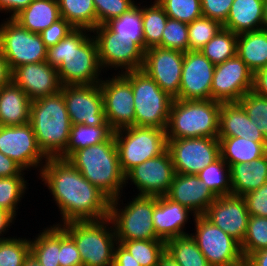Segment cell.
<instances>
[{
	"mask_svg": "<svg viewBox=\"0 0 267 266\" xmlns=\"http://www.w3.org/2000/svg\"><path fill=\"white\" fill-rule=\"evenodd\" d=\"M38 172L62 217V223L55 225L109 217L110 199L67 159L48 158Z\"/></svg>",
	"mask_w": 267,
	"mask_h": 266,
	"instance_id": "6da1fadb",
	"label": "cell"
},
{
	"mask_svg": "<svg viewBox=\"0 0 267 266\" xmlns=\"http://www.w3.org/2000/svg\"><path fill=\"white\" fill-rule=\"evenodd\" d=\"M88 32L91 30L75 28L56 45L47 48L46 62L57 68L62 86L99 84L103 79L97 43Z\"/></svg>",
	"mask_w": 267,
	"mask_h": 266,
	"instance_id": "7a4b0ae2",
	"label": "cell"
},
{
	"mask_svg": "<svg viewBox=\"0 0 267 266\" xmlns=\"http://www.w3.org/2000/svg\"><path fill=\"white\" fill-rule=\"evenodd\" d=\"M67 161L110 200L121 198L127 184L113 134L104 142L74 151Z\"/></svg>",
	"mask_w": 267,
	"mask_h": 266,
	"instance_id": "3957f363",
	"label": "cell"
},
{
	"mask_svg": "<svg viewBox=\"0 0 267 266\" xmlns=\"http://www.w3.org/2000/svg\"><path fill=\"white\" fill-rule=\"evenodd\" d=\"M29 123L47 158H59L65 152L72 124L61 91L32 100Z\"/></svg>",
	"mask_w": 267,
	"mask_h": 266,
	"instance_id": "277c9868",
	"label": "cell"
},
{
	"mask_svg": "<svg viewBox=\"0 0 267 266\" xmlns=\"http://www.w3.org/2000/svg\"><path fill=\"white\" fill-rule=\"evenodd\" d=\"M221 103L212 99L174 98L166 128L167 139L218 138Z\"/></svg>",
	"mask_w": 267,
	"mask_h": 266,
	"instance_id": "5b68a950",
	"label": "cell"
},
{
	"mask_svg": "<svg viewBox=\"0 0 267 266\" xmlns=\"http://www.w3.org/2000/svg\"><path fill=\"white\" fill-rule=\"evenodd\" d=\"M59 225L73 238L83 266H113L117 238L110 217Z\"/></svg>",
	"mask_w": 267,
	"mask_h": 266,
	"instance_id": "8992f818",
	"label": "cell"
},
{
	"mask_svg": "<svg viewBox=\"0 0 267 266\" xmlns=\"http://www.w3.org/2000/svg\"><path fill=\"white\" fill-rule=\"evenodd\" d=\"M132 86L135 126L166 129L174 98L163 91L143 70L121 74Z\"/></svg>",
	"mask_w": 267,
	"mask_h": 266,
	"instance_id": "52a82bcc",
	"label": "cell"
},
{
	"mask_svg": "<svg viewBox=\"0 0 267 266\" xmlns=\"http://www.w3.org/2000/svg\"><path fill=\"white\" fill-rule=\"evenodd\" d=\"M119 197L110 200L109 217L113 223L117 243L128 240L160 239L153 226V212L156 196L132 198L121 208ZM119 205V206H118ZM120 209H119V208Z\"/></svg>",
	"mask_w": 267,
	"mask_h": 266,
	"instance_id": "ba28073f",
	"label": "cell"
},
{
	"mask_svg": "<svg viewBox=\"0 0 267 266\" xmlns=\"http://www.w3.org/2000/svg\"><path fill=\"white\" fill-rule=\"evenodd\" d=\"M113 135L124 174L167 150L166 129L130 126L113 131Z\"/></svg>",
	"mask_w": 267,
	"mask_h": 266,
	"instance_id": "9c48e42d",
	"label": "cell"
},
{
	"mask_svg": "<svg viewBox=\"0 0 267 266\" xmlns=\"http://www.w3.org/2000/svg\"><path fill=\"white\" fill-rule=\"evenodd\" d=\"M91 33L94 34L97 43L98 58L103 73L107 68H111L110 70L120 68V74L142 68L144 38L117 36V33L112 32L106 25H98Z\"/></svg>",
	"mask_w": 267,
	"mask_h": 266,
	"instance_id": "30bf717a",
	"label": "cell"
},
{
	"mask_svg": "<svg viewBox=\"0 0 267 266\" xmlns=\"http://www.w3.org/2000/svg\"><path fill=\"white\" fill-rule=\"evenodd\" d=\"M6 20L0 23V48L10 69L46 61L47 47L40 33L28 31L13 18Z\"/></svg>",
	"mask_w": 267,
	"mask_h": 266,
	"instance_id": "8fae6325",
	"label": "cell"
},
{
	"mask_svg": "<svg viewBox=\"0 0 267 266\" xmlns=\"http://www.w3.org/2000/svg\"><path fill=\"white\" fill-rule=\"evenodd\" d=\"M195 233L190 236L211 266H244L240 243L203 215L195 216Z\"/></svg>",
	"mask_w": 267,
	"mask_h": 266,
	"instance_id": "7c38bea8",
	"label": "cell"
},
{
	"mask_svg": "<svg viewBox=\"0 0 267 266\" xmlns=\"http://www.w3.org/2000/svg\"><path fill=\"white\" fill-rule=\"evenodd\" d=\"M175 173L197 175L220 157L218 138L194 137L167 139Z\"/></svg>",
	"mask_w": 267,
	"mask_h": 266,
	"instance_id": "4fadbf2b",
	"label": "cell"
},
{
	"mask_svg": "<svg viewBox=\"0 0 267 266\" xmlns=\"http://www.w3.org/2000/svg\"><path fill=\"white\" fill-rule=\"evenodd\" d=\"M60 91L72 125L109 126L100 84L67 85Z\"/></svg>",
	"mask_w": 267,
	"mask_h": 266,
	"instance_id": "5bb4252c",
	"label": "cell"
},
{
	"mask_svg": "<svg viewBox=\"0 0 267 266\" xmlns=\"http://www.w3.org/2000/svg\"><path fill=\"white\" fill-rule=\"evenodd\" d=\"M253 72L236 54L215 65L211 99L220 103L238 102L253 88Z\"/></svg>",
	"mask_w": 267,
	"mask_h": 266,
	"instance_id": "9a60e30c",
	"label": "cell"
},
{
	"mask_svg": "<svg viewBox=\"0 0 267 266\" xmlns=\"http://www.w3.org/2000/svg\"><path fill=\"white\" fill-rule=\"evenodd\" d=\"M111 77L99 83L107 122L113 131L135 126L132 86L119 72Z\"/></svg>",
	"mask_w": 267,
	"mask_h": 266,
	"instance_id": "2e32d148",
	"label": "cell"
},
{
	"mask_svg": "<svg viewBox=\"0 0 267 266\" xmlns=\"http://www.w3.org/2000/svg\"><path fill=\"white\" fill-rule=\"evenodd\" d=\"M0 152L27 171L32 167L41 170L48 159L39 148L30 123L20 126L1 125Z\"/></svg>",
	"mask_w": 267,
	"mask_h": 266,
	"instance_id": "e0dca14e",
	"label": "cell"
},
{
	"mask_svg": "<svg viewBox=\"0 0 267 266\" xmlns=\"http://www.w3.org/2000/svg\"><path fill=\"white\" fill-rule=\"evenodd\" d=\"M174 175V165L166 150L129 170L125 174V184L130 180L137 187L138 196H163L167 194Z\"/></svg>",
	"mask_w": 267,
	"mask_h": 266,
	"instance_id": "ac0fdd59",
	"label": "cell"
},
{
	"mask_svg": "<svg viewBox=\"0 0 267 266\" xmlns=\"http://www.w3.org/2000/svg\"><path fill=\"white\" fill-rule=\"evenodd\" d=\"M184 53L158 46L147 48L141 70L172 98L179 94Z\"/></svg>",
	"mask_w": 267,
	"mask_h": 266,
	"instance_id": "d6986e66",
	"label": "cell"
},
{
	"mask_svg": "<svg viewBox=\"0 0 267 266\" xmlns=\"http://www.w3.org/2000/svg\"><path fill=\"white\" fill-rule=\"evenodd\" d=\"M215 65L201 51L184 53L183 69L179 94L176 99L207 100L211 99V86Z\"/></svg>",
	"mask_w": 267,
	"mask_h": 266,
	"instance_id": "ffe728a7",
	"label": "cell"
},
{
	"mask_svg": "<svg viewBox=\"0 0 267 266\" xmlns=\"http://www.w3.org/2000/svg\"><path fill=\"white\" fill-rule=\"evenodd\" d=\"M203 216L240 244L242 243L250 216L243 196L233 194L218 196Z\"/></svg>",
	"mask_w": 267,
	"mask_h": 266,
	"instance_id": "44dd1931",
	"label": "cell"
},
{
	"mask_svg": "<svg viewBox=\"0 0 267 266\" xmlns=\"http://www.w3.org/2000/svg\"><path fill=\"white\" fill-rule=\"evenodd\" d=\"M12 82L35 100L61 90L57 68L46 61L21 65L12 71Z\"/></svg>",
	"mask_w": 267,
	"mask_h": 266,
	"instance_id": "7402d4cb",
	"label": "cell"
},
{
	"mask_svg": "<svg viewBox=\"0 0 267 266\" xmlns=\"http://www.w3.org/2000/svg\"><path fill=\"white\" fill-rule=\"evenodd\" d=\"M166 196L184 207L195 216L203 215L216 196L194 174L175 173Z\"/></svg>",
	"mask_w": 267,
	"mask_h": 266,
	"instance_id": "603a6c76",
	"label": "cell"
},
{
	"mask_svg": "<svg viewBox=\"0 0 267 266\" xmlns=\"http://www.w3.org/2000/svg\"><path fill=\"white\" fill-rule=\"evenodd\" d=\"M190 214L195 218L192 211L169 199L166 195L156 196L153 212V226L156 235L164 241L173 237L189 235L190 233L184 231V228Z\"/></svg>",
	"mask_w": 267,
	"mask_h": 266,
	"instance_id": "cb8c5ba5",
	"label": "cell"
},
{
	"mask_svg": "<svg viewBox=\"0 0 267 266\" xmlns=\"http://www.w3.org/2000/svg\"><path fill=\"white\" fill-rule=\"evenodd\" d=\"M218 137H242L267 142L239 102L221 103Z\"/></svg>",
	"mask_w": 267,
	"mask_h": 266,
	"instance_id": "d4e9b609",
	"label": "cell"
},
{
	"mask_svg": "<svg viewBox=\"0 0 267 266\" xmlns=\"http://www.w3.org/2000/svg\"><path fill=\"white\" fill-rule=\"evenodd\" d=\"M31 99L13 82L0 88V121L3 126H20L30 122Z\"/></svg>",
	"mask_w": 267,
	"mask_h": 266,
	"instance_id": "484cf974",
	"label": "cell"
},
{
	"mask_svg": "<svg viewBox=\"0 0 267 266\" xmlns=\"http://www.w3.org/2000/svg\"><path fill=\"white\" fill-rule=\"evenodd\" d=\"M265 0H234L223 28L235 34L258 31L263 26Z\"/></svg>",
	"mask_w": 267,
	"mask_h": 266,
	"instance_id": "4316f807",
	"label": "cell"
},
{
	"mask_svg": "<svg viewBox=\"0 0 267 266\" xmlns=\"http://www.w3.org/2000/svg\"><path fill=\"white\" fill-rule=\"evenodd\" d=\"M229 171L231 194L244 196L267 182V153L251 162L233 164Z\"/></svg>",
	"mask_w": 267,
	"mask_h": 266,
	"instance_id": "83f0119b",
	"label": "cell"
},
{
	"mask_svg": "<svg viewBox=\"0 0 267 266\" xmlns=\"http://www.w3.org/2000/svg\"><path fill=\"white\" fill-rule=\"evenodd\" d=\"M13 19L30 32L40 33L61 19L57 0H33Z\"/></svg>",
	"mask_w": 267,
	"mask_h": 266,
	"instance_id": "f1b7e54d",
	"label": "cell"
},
{
	"mask_svg": "<svg viewBox=\"0 0 267 266\" xmlns=\"http://www.w3.org/2000/svg\"><path fill=\"white\" fill-rule=\"evenodd\" d=\"M220 157L230 167L233 164L251 162L267 153V142H254L242 137H218Z\"/></svg>",
	"mask_w": 267,
	"mask_h": 266,
	"instance_id": "f546056e",
	"label": "cell"
},
{
	"mask_svg": "<svg viewBox=\"0 0 267 266\" xmlns=\"http://www.w3.org/2000/svg\"><path fill=\"white\" fill-rule=\"evenodd\" d=\"M236 54L253 74L267 66V30L238 34Z\"/></svg>",
	"mask_w": 267,
	"mask_h": 266,
	"instance_id": "4dcf8cb0",
	"label": "cell"
},
{
	"mask_svg": "<svg viewBox=\"0 0 267 266\" xmlns=\"http://www.w3.org/2000/svg\"><path fill=\"white\" fill-rule=\"evenodd\" d=\"M30 239V253L42 266H60V225L46 227Z\"/></svg>",
	"mask_w": 267,
	"mask_h": 266,
	"instance_id": "1f68e13d",
	"label": "cell"
},
{
	"mask_svg": "<svg viewBox=\"0 0 267 266\" xmlns=\"http://www.w3.org/2000/svg\"><path fill=\"white\" fill-rule=\"evenodd\" d=\"M61 18L74 28L93 30L97 27V15L93 0H57Z\"/></svg>",
	"mask_w": 267,
	"mask_h": 266,
	"instance_id": "d6a6232c",
	"label": "cell"
},
{
	"mask_svg": "<svg viewBox=\"0 0 267 266\" xmlns=\"http://www.w3.org/2000/svg\"><path fill=\"white\" fill-rule=\"evenodd\" d=\"M165 252L180 266H211L190 234L165 241Z\"/></svg>",
	"mask_w": 267,
	"mask_h": 266,
	"instance_id": "836d02e7",
	"label": "cell"
},
{
	"mask_svg": "<svg viewBox=\"0 0 267 266\" xmlns=\"http://www.w3.org/2000/svg\"><path fill=\"white\" fill-rule=\"evenodd\" d=\"M112 134L110 126L72 125L67 148L59 158L67 159L74 151L104 142Z\"/></svg>",
	"mask_w": 267,
	"mask_h": 266,
	"instance_id": "e575fe53",
	"label": "cell"
},
{
	"mask_svg": "<svg viewBox=\"0 0 267 266\" xmlns=\"http://www.w3.org/2000/svg\"><path fill=\"white\" fill-rule=\"evenodd\" d=\"M149 7H142L144 52L147 48L158 46L162 41L163 30L168 16L164 8L154 0Z\"/></svg>",
	"mask_w": 267,
	"mask_h": 266,
	"instance_id": "d590c367",
	"label": "cell"
},
{
	"mask_svg": "<svg viewBox=\"0 0 267 266\" xmlns=\"http://www.w3.org/2000/svg\"><path fill=\"white\" fill-rule=\"evenodd\" d=\"M237 37L238 34L222 28L200 51L214 65L223 63L236 55Z\"/></svg>",
	"mask_w": 267,
	"mask_h": 266,
	"instance_id": "8d00e7d4",
	"label": "cell"
},
{
	"mask_svg": "<svg viewBox=\"0 0 267 266\" xmlns=\"http://www.w3.org/2000/svg\"><path fill=\"white\" fill-rule=\"evenodd\" d=\"M197 175L200 181L212 191L216 197L231 194L229 166L221 157L206 166Z\"/></svg>",
	"mask_w": 267,
	"mask_h": 266,
	"instance_id": "74e56055",
	"label": "cell"
},
{
	"mask_svg": "<svg viewBox=\"0 0 267 266\" xmlns=\"http://www.w3.org/2000/svg\"><path fill=\"white\" fill-rule=\"evenodd\" d=\"M120 244L141 266H157L160 257L165 253V241L162 239L128 240Z\"/></svg>",
	"mask_w": 267,
	"mask_h": 266,
	"instance_id": "f35d334b",
	"label": "cell"
},
{
	"mask_svg": "<svg viewBox=\"0 0 267 266\" xmlns=\"http://www.w3.org/2000/svg\"><path fill=\"white\" fill-rule=\"evenodd\" d=\"M25 176H11L0 178V209L10 212L16 217V210L19 209L22 196L27 190V180Z\"/></svg>",
	"mask_w": 267,
	"mask_h": 266,
	"instance_id": "ab89813d",
	"label": "cell"
},
{
	"mask_svg": "<svg viewBox=\"0 0 267 266\" xmlns=\"http://www.w3.org/2000/svg\"><path fill=\"white\" fill-rule=\"evenodd\" d=\"M142 23V7L136 3L120 17L110 20L105 25L112 32L117 33V36L144 38Z\"/></svg>",
	"mask_w": 267,
	"mask_h": 266,
	"instance_id": "60d3db41",
	"label": "cell"
},
{
	"mask_svg": "<svg viewBox=\"0 0 267 266\" xmlns=\"http://www.w3.org/2000/svg\"><path fill=\"white\" fill-rule=\"evenodd\" d=\"M240 246L244 259L251 253L267 249V218L249 216L247 232Z\"/></svg>",
	"mask_w": 267,
	"mask_h": 266,
	"instance_id": "b9f144b4",
	"label": "cell"
},
{
	"mask_svg": "<svg viewBox=\"0 0 267 266\" xmlns=\"http://www.w3.org/2000/svg\"><path fill=\"white\" fill-rule=\"evenodd\" d=\"M222 28L219 21L205 16L188 23L189 50L200 51Z\"/></svg>",
	"mask_w": 267,
	"mask_h": 266,
	"instance_id": "7bdbcfd3",
	"label": "cell"
},
{
	"mask_svg": "<svg viewBox=\"0 0 267 266\" xmlns=\"http://www.w3.org/2000/svg\"><path fill=\"white\" fill-rule=\"evenodd\" d=\"M169 18L191 23L203 16L200 0H157Z\"/></svg>",
	"mask_w": 267,
	"mask_h": 266,
	"instance_id": "ee69618b",
	"label": "cell"
},
{
	"mask_svg": "<svg viewBox=\"0 0 267 266\" xmlns=\"http://www.w3.org/2000/svg\"><path fill=\"white\" fill-rule=\"evenodd\" d=\"M30 254V239L11 237L0 241V266H23Z\"/></svg>",
	"mask_w": 267,
	"mask_h": 266,
	"instance_id": "f6af8a7d",
	"label": "cell"
},
{
	"mask_svg": "<svg viewBox=\"0 0 267 266\" xmlns=\"http://www.w3.org/2000/svg\"><path fill=\"white\" fill-rule=\"evenodd\" d=\"M158 47L186 53L189 51L188 23L168 17L163 30L162 41Z\"/></svg>",
	"mask_w": 267,
	"mask_h": 266,
	"instance_id": "bcb514c9",
	"label": "cell"
},
{
	"mask_svg": "<svg viewBox=\"0 0 267 266\" xmlns=\"http://www.w3.org/2000/svg\"><path fill=\"white\" fill-rule=\"evenodd\" d=\"M248 117L257 125V129L267 139V98L248 91L239 101Z\"/></svg>",
	"mask_w": 267,
	"mask_h": 266,
	"instance_id": "7dc6e473",
	"label": "cell"
},
{
	"mask_svg": "<svg viewBox=\"0 0 267 266\" xmlns=\"http://www.w3.org/2000/svg\"><path fill=\"white\" fill-rule=\"evenodd\" d=\"M97 15V26L120 17L135 5L133 0H93Z\"/></svg>",
	"mask_w": 267,
	"mask_h": 266,
	"instance_id": "c3c4849f",
	"label": "cell"
},
{
	"mask_svg": "<svg viewBox=\"0 0 267 266\" xmlns=\"http://www.w3.org/2000/svg\"><path fill=\"white\" fill-rule=\"evenodd\" d=\"M60 266H83L73 238L60 226Z\"/></svg>",
	"mask_w": 267,
	"mask_h": 266,
	"instance_id": "681fc988",
	"label": "cell"
},
{
	"mask_svg": "<svg viewBox=\"0 0 267 266\" xmlns=\"http://www.w3.org/2000/svg\"><path fill=\"white\" fill-rule=\"evenodd\" d=\"M250 216L267 218V182L243 196Z\"/></svg>",
	"mask_w": 267,
	"mask_h": 266,
	"instance_id": "f907efd6",
	"label": "cell"
},
{
	"mask_svg": "<svg viewBox=\"0 0 267 266\" xmlns=\"http://www.w3.org/2000/svg\"><path fill=\"white\" fill-rule=\"evenodd\" d=\"M75 28L64 18L59 19L47 29L40 32L42 41L47 48L56 45L59 41L65 38Z\"/></svg>",
	"mask_w": 267,
	"mask_h": 266,
	"instance_id": "816d5d0a",
	"label": "cell"
},
{
	"mask_svg": "<svg viewBox=\"0 0 267 266\" xmlns=\"http://www.w3.org/2000/svg\"><path fill=\"white\" fill-rule=\"evenodd\" d=\"M203 16L223 24L234 0H200Z\"/></svg>",
	"mask_w": 267,
	"mask_h": 266,
	"instance_id": "f5cc1de1",
	"label": "cell"
},
{
	"mask_svg": "<svg viewBox=\"0 0 267 266\" xmlns=\"http://www.w3.org/2000/svg\"><path fill=\"white\" fill-rule=\"evenodd\" d=\"M18 163L0 152V178L24 176L26 172Z\"/></svg>",
	"mask_w": 267,
	"mask_h": 266,
	"instance_id": "db71d44e",
	"label": "cell"
},
{
	"mask_svg": "<svg viewBox=\"0 0 267 266\" xmlns=\"http://www.w3.org/2000/svg\"><path fill=\"white\" fill-rule=\"evenodd\" d=\"M113 266H141L120 243L114 248Z\"/></svg>",
	"mask_w": 267,
	"mask_h": 266,
	"instance_id": "11a10c76",
	"label": "cell"
},
{
	"mask_svg": "<svg viewBox=\"0 0 267 266\" xmlns=\"http://www.w3.org/2000/svg\"><path fill=\"white\" fill-rule=\"evenodd\" d=\"M32 1L33 0H0V12H9V15H11L9 18H13Z\"/></svg>",
	"mask_w": 267,
	"mask_h": 266,
	"instance_id": "9f6ffc18",
	"label": "cell"
},
{
	"mask_svg": "<svg viewBox=\"0 0 267 266\" xmlns=\"http://www.w3.org/2000/svg\"><path fill=\"white\" fill-rule=\"evenodd\" d=\"M252 91L267 98V66L254 73Z\"/></svg>",
	"mask_w": 267,
	"mask_h": 266,
	"instance_id": "6f0895ef",
	"label": "cell"
},
{
	"mask_svg": "<svg viewBox=\"0 0 267 266\" xmlns=\"http://www.w3.org/2000/svg\"><path fill=\"white\" fill-rule=\"evenodd\" d=\"M12 82V70L0 48V88Z\"/></svg>",
	"mask_w": 267,
	"mask_h": 266,
	"instance_id": "680465c9",
	"label": "cell"
},
{
	"mask_svg": "<svg viewBox=\"0 0 267 266\" xmlns=\"http://www.w3.org/2000/svg\"><path fill=\"white\" fill-rule=\"evenodd\" d=\"M14 219L16 218L10 212L0 209V241L11 238L10 236H8V238L4 236L2 237V235L8 232V228L15 222Z\"/></svg>",
	"mask_w": 267,
	"mask_h": 266,
	"instance_id": "91938a15",
	"label": "cell"
},
{
	"mask_svg": "<svg viewBox=\"0 0 267 266\" xmlns=\"http://www.w3.org/2000/svg\"><path fill=\"white\" fill-rule=\"evenodd\" d=\"M244 266H267V249L251 253L245 259Z\"/></svg>",
	"mask_w": 267,
	"mask_h": 266,
	"instance_id": "94428289",
	"label": "cell"
},
{
	"mask_svg": "<svg viewBox=\"0 0 267 266\" xmlns=\"http://www.w3.org/2000/svg\"><path fill=\"white\" fill-rule=\"evenodd\" d=\"M157 266H180L168 253H164Z\"/></svg>",
	"mask_w": 267,
	"mask_h": 266,
	"instance_id": "6125c7cd",
	"label": "cell"
},
{
	"mask_svg": "<svg viewBox=\"0 0 267 266\" xmlns=\"http://www.w3.org/2000/svg\"><path fill=\"white\" fill-rule=\"evenodd\" d=\"M23 266H42L40 262L30 253L24 261Z\"/></svg>",
	"mask_w": 267,
	"mask_h": 266,
	"instance_id": "be15d7a7",
	"label": "cell"
},
{
	"mask_svg": "<svg viewBox=\"0 0 267 266\" xmlns=\"http://www.w3.org/2000/svg\"><path fill=\"white\" fill-rule=\"evenodd\" d=\"M262 29L267 30V0L264 1L263 26H262Z\"/></svg>",
	"mask_w": 267,
	"mask_h": 266,
	"instance_id": "e7e4bbea",
	"label": "cell"
}]
</instances>
